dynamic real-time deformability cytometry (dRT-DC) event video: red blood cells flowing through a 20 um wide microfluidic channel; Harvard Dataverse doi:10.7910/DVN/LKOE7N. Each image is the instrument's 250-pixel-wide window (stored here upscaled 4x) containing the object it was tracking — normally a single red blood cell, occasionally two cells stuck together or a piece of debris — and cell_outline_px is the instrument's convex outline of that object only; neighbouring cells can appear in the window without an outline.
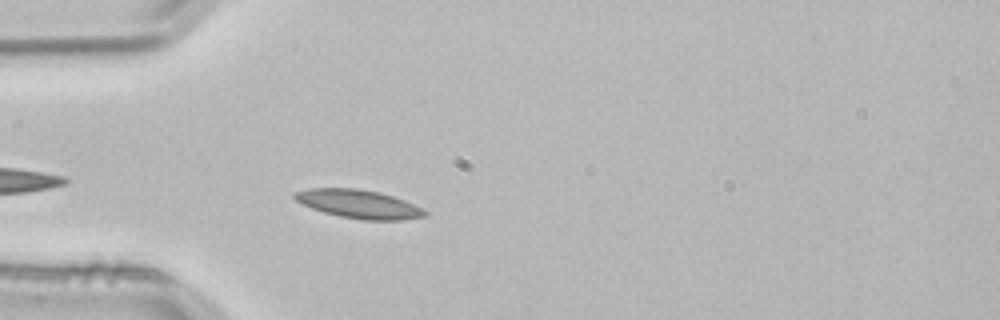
{"species": "common noctule bat (a hibernating species)", "species_latin": "Nyctalus noctula", "temperature_condition": "room temperature", "stored_images_in_passage": 2, "camera_frame_rate_fps": 3000, "um_per_image_px": 0.085, "animal": {"sex": "male", "body_mass_g": 21.5, "forearm_length_mm": 52.0}, "frame": {"image": 1, "passage_image": 2, "time_ms": 0.333, "image_size_px": [1000, 320], "cell_outline_px": [[428, 216], [404, 220], [360, 220], [340, 216], [324, 212], [300, 204], [292, 196], [292, 192], [308, 188], [356, 188], [380, 192], [404, 200], [428, 212]], "centroid_in_image_um": [30.46, 17.34], "position_along_channel_um": 54.5, "area_um2": 21.79}}